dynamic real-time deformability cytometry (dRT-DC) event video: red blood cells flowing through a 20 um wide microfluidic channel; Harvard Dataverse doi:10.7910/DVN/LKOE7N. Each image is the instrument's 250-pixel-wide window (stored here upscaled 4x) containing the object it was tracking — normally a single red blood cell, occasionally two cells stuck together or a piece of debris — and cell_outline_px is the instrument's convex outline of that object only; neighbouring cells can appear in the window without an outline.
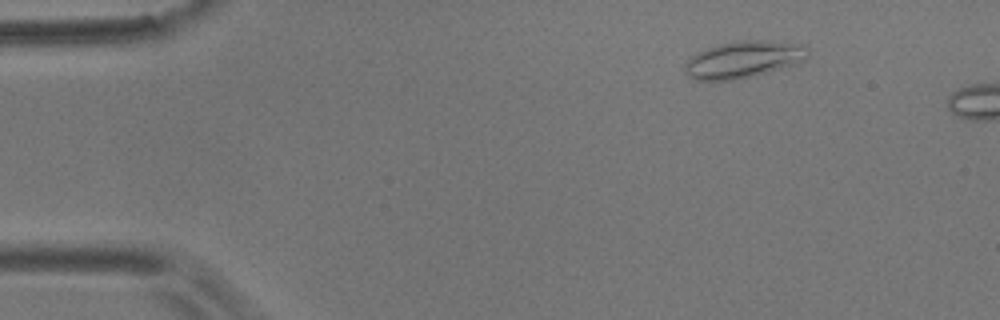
{"species": "common noctule bat (a hibernating species)", "species_latin": "Nyctalus noctula", "temperature_condition": "room temperature", "stored_images_in_passage": 4, "camera_frame_rate_fps": 3000, "um_per_image_px": 0.085, "animal": {"sex": "male", "body_mass_g": 17.9}, "frame": {"image": 1, "passage_image": 2, "time_ms": 0.333, "image_size_px": [1000, 320], "cell_outline_px": [[808, 56], [804, 60], [792, 64], [764, 72], [732, 80], [696, 80], [688, 76], [684, 68], [684, 64], [696, 52], [716, 44], [740, 40], [772, 40], [804, 44], [808, 48]], "centroid_in_image_um": [63.16, 5.02], "position_along_channel_um": 21.8, "area_um2": 26.24}}